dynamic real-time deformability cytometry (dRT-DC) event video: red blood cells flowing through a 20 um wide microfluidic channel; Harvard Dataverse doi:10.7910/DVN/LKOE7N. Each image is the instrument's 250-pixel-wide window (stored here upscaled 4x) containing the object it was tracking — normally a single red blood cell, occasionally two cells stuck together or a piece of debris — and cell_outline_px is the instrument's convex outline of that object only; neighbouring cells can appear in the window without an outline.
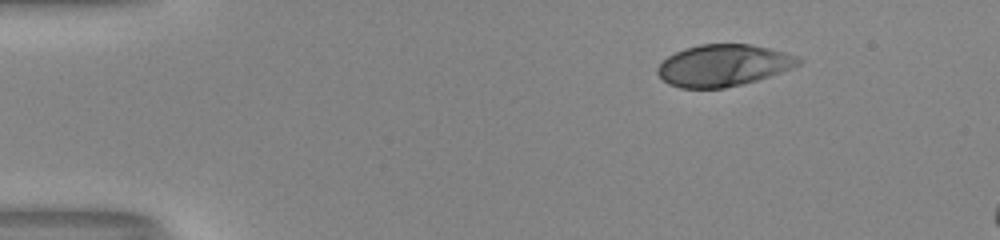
{"species": "human", "species_latin": "Homo sapiens", "temperature_condition": "room temperature", "stored_images_in_passage": 10, "camera_frame_rate_fps": 3000, "um_per_image_px": 0.085, "donor": {"sex": "male"}, "frame": {"image": 1, "passage_image": 1, "time_ms": 0.0, "image_size_px": [1000, 240], "cell_outline_px": [[804, 60], [800, 64], [792, 68], [756, 80], [724, 88], [680, 88], [668, 84], [656, 72], [656, 68], [668, 56], [684, 48], [700, 44], [748, 44], [768, 48], [800, 56]], "centroid_in_image_um": [61.48, 5.55], "position_along_channel_um": 23.5, "area_um2": 34.16}}